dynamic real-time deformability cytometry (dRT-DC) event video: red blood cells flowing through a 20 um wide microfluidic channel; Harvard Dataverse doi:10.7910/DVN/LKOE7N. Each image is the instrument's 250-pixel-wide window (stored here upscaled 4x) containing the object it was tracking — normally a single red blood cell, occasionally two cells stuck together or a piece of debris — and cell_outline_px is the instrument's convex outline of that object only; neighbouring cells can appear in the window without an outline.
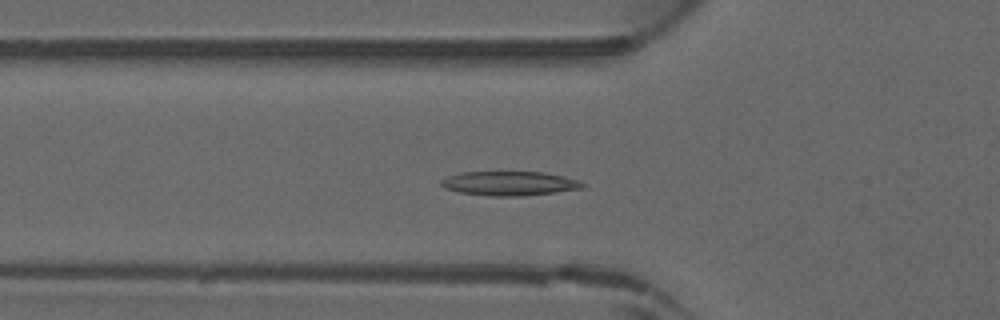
{"species": "common noctule bat (a hibernating species)", "species_latin": "Nyctalus noctula", "temperature_condition": "warm", "stored_images_in_passage": 34, "camera_frame_rate_fps": 3000, "um_per_image_px": 0.085, "animal": {"sex": "male", "forearm_length_mm": 52.5}, "frame": {"image": 1, "passage_image": 4, "time_ms": 1.0, "image_size_px": [1000, 320], "cell_outline_px": [[584, 184], [580, 188], [556, 192], [512, 196], [492, 196], [460, 192], [444, 188], [440, 184], [440, 180], [448, 176], [460, 172], [544, 172], [564, 176], [580, 180]], "centroid_in_image_um": [43.27, 15.58], "position_along_channel_um": 82.5, "area_um2": 19.77}}
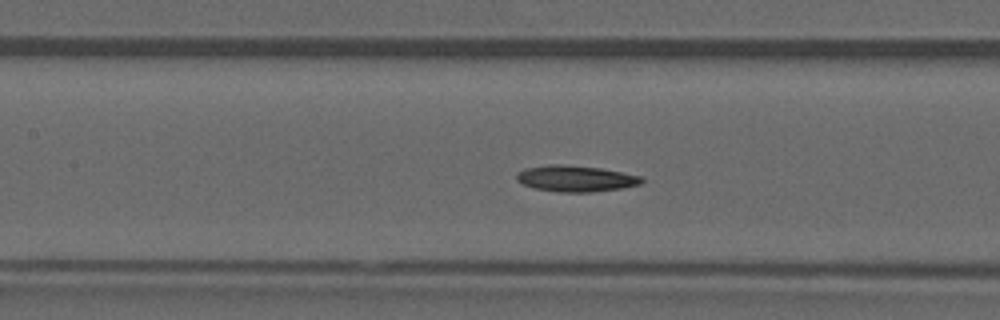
{"frame": {"image": 2, "passage_image": 9, "time_ms": 2.667, "image_size_px": [1000, 320], "cell_outline_px": [[644, 180], [640, 184], [620, 188], [592, 192], [556, 192], [536, 188], [524, 184], [516, 180], [516, 172], [524, 168], [548, 164], [564, 164], [600, 168], [644, 176]], "centroid_in_image_um": [48.92, 15.16], "position_along_channel_um": 158.5, "area_um2": 19.19}}
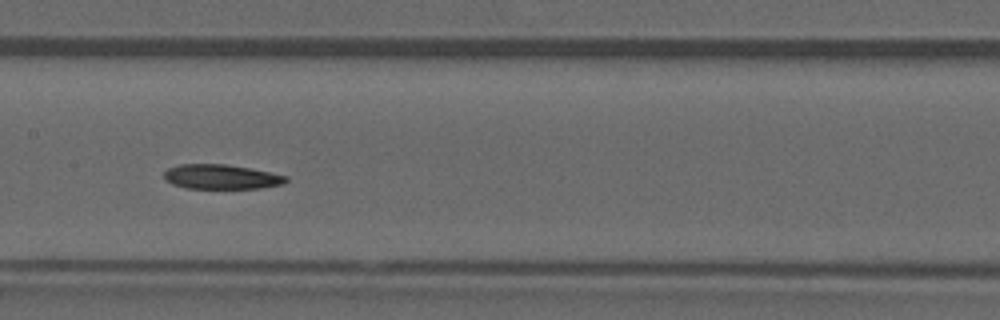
{"frame": {"image": 3, "passage_image": 11, "time_ms": 3.333, "image_size_px": [1000, 320], "cell_outline_px": [[288, 180], [284, 184], [260, 188], [184, 188], [172, 184], [164, 180], [164, 172], [168, 168], [180, 164], [224, 164], [248, 168], [288, 176]], "centroid_in_image_um": [18.78, 15.03], "position_along_channel_um": 188.6, "area_um2": 17.46}}